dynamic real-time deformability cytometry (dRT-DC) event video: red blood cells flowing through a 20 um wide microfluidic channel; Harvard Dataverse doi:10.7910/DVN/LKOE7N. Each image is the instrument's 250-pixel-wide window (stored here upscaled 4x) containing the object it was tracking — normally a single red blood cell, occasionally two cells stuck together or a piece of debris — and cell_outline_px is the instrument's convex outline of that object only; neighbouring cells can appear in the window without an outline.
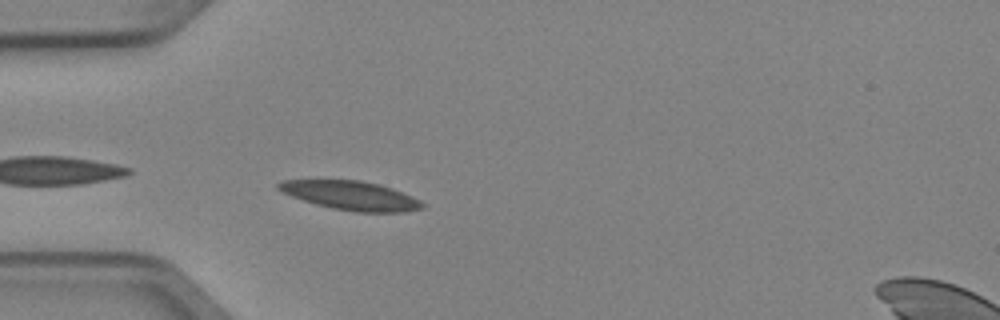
{"species": "Egyptian fruit bat (a non-hibernating species)", "species_latin": "Rousettus aegyptiacus", "temperature_condition": "cold", "stored_images_in_passage": 5, "camera_frame_rate_fps": 3000, "um_per_image_px": 0.085, "animal": {"sex": "female"}, "frame": {"image": 1, "passage_image": 4, "time_ms": 1.0, "image_size_px": [1000, 320], "cell_outline_px": [[424, 208], [404, 212], [356, 212], [332, 208], [316, 204], [292, 196], [276, 188], [276, 184], [280, 180], [360, 180], [380, 184], [392, 188], [420, 200], [424, 204]], "centroid_in_image_um": [29.83, 16.61], "position_along_channel_um": 55.2, "area_um2": 24.16}}